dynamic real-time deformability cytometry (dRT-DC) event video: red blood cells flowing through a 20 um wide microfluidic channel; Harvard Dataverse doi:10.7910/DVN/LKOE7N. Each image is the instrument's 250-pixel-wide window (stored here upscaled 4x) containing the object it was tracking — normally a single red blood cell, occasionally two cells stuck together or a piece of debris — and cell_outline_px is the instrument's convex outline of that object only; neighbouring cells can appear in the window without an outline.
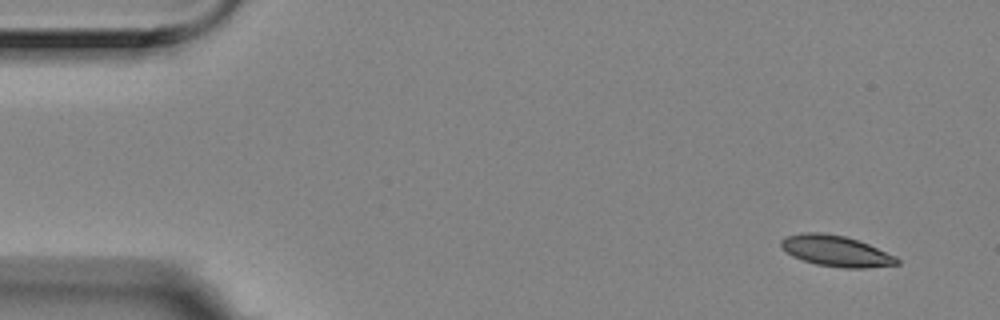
{"species": "Egyptian fruit bat (a non-hibernating species)", "species_latin": "Rousettus aegyptiacus", "temperature_condition": "room temperature", "stored_images_in_passage": 6, "segment_of_instrument_passage": [1, 2], "camera_frame_rate_fps": 3000, "um_per_image_px": 0.085, "animal": {"sex": "female"}, "frame": {"image": 1, "passage_image": 1, "time_ms": 0.0, "image_size_px": [1000, 320], "cell_outline_px": [[900, 264], [864, 268], [844, 268], [816, 264], [792, 256], [780, 244], [780, 240], [788, 236], [804, 232], [820, 232], [844, 236], [868, 244], [896, 256], [900, 260]], "centroid_in_image_um": [71.09, 21.34], "position_along_channel_um": 13.9, "area_um2": 20.63}}